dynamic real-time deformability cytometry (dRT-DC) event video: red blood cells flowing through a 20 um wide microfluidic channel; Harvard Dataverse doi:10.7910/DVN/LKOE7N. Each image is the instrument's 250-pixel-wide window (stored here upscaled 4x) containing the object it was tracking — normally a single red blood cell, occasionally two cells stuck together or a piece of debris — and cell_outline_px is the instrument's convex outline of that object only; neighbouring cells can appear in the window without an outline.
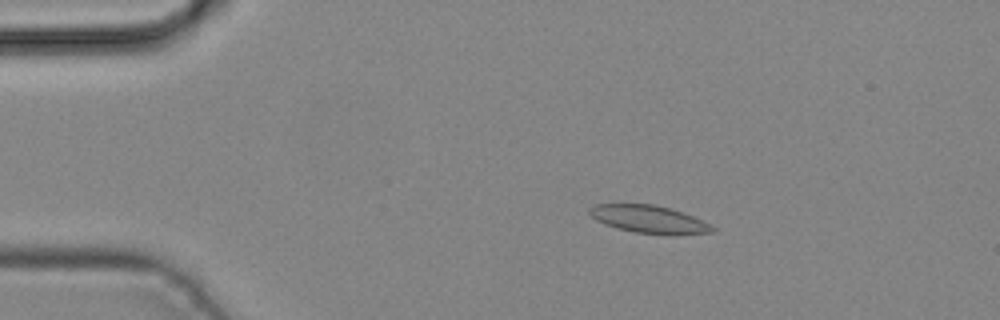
{"species": "common noctule bat (a hibernating species)", "species_latin": "Nyctalus noctula", "temperature_condition": "cold", "stored_images_in_passage": 5, "camera_frame_rate_fps": 3000, "um_per_image_px": 0.085, "animal": {"sex": "male", "body_mass_g": 19.2, "forearm_length_mm": 51.8}, "frame": {"image": 1, "passage_image": 3, "time_ms": 0.667, "image_size_px": [1000, 320], "cell_outline_px": [[716, 232], [636, 232], [604, 224], [596, 220], [588, 212], [588, 208], [596, 204], [656, 204], [692, 216], [716, 228]], "centroid_in_image_um": [55.04, 18.58], "position_along_channel_um": 30.0, "area_um2": 18.67}}
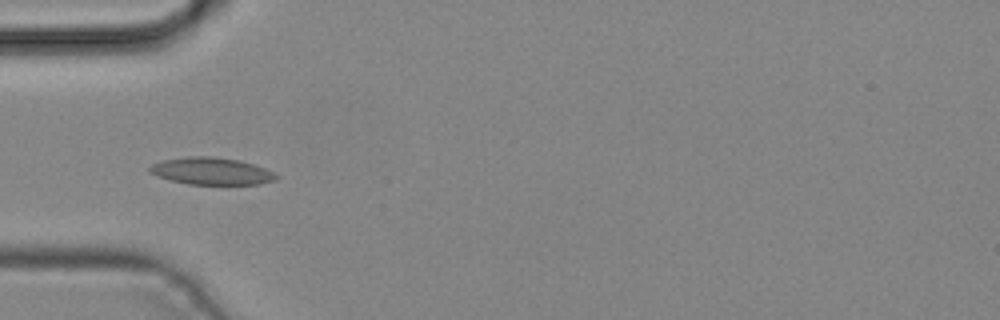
{"frame": {"image": 2, "passage_image": 5, "time_ms": 1.333, "image_size_px": [1000, 320], "cell_outline_px": [[280, 176], [276, 180], [260, 184], [188, 184], [156, 176], [148, 172], [148, 168], [152, 164], [164, 160], [188, 156], [212, 156], [240, 160], [264, 168]], "centroid_in_image_um": [17.97, 14.54], "position_along_channel_um": 67.0, "area_um2": 20.0}}